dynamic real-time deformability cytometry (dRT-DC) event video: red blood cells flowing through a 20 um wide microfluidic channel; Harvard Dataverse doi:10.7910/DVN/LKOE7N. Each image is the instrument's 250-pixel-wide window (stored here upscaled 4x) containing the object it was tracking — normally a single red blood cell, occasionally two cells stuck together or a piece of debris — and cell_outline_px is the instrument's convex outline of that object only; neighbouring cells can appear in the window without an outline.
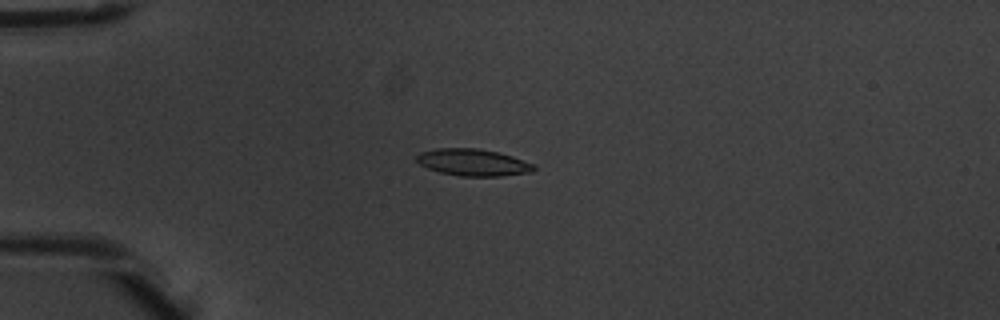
{"species": "common noctule bat (a hibernating species)", "species_latin": "Nyctalus noctula", "temperature_condition": "warm", "stored_images_in_passage": 7, "camera_frame_rate_fps": 3000, "um_per_image_px": 0.085, "animal": {"sex": "male", "body_mass_g": 20.1, "forearm_length_mm": 53.5}, "frame": {"image": 1, "passage_image": 2, "time_ms": 0.333, "image_size_px": [1000, 320], "cell_outline_px": [[536, 168], [532, 172], [500, 176], [460, 176], [440, 172], [428, 168], [420, 164], [416, 160], [416, 156], [420, 152], [436, 148], [476, 148], [496, 152], [512, 156], [532, 164]], "centroid_in_image_um": [40.18, 13.8], "position_along_channel_um": 44.8, "area_um2": 18.21}}
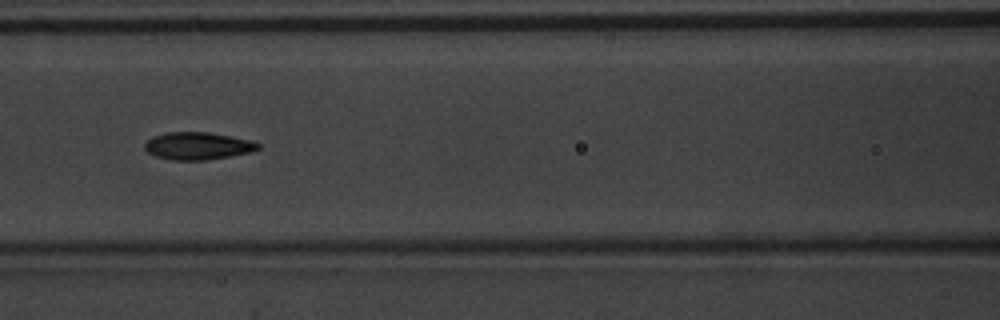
{"frame": {"image": 2, "passage_image": 5, "time_ms": 1.333, "image_size_px": [1000, 320], "cell_outline_px": [[260, 148], [252, 152], [208, 160], [172, 160], [156, 156], [148, 152], [144, 148], [144, 144], [152, 136], [168, 132], [208, 132], [248, 140], [260, 144]], "centroid_in_image_um": [16.79, 12.41], "position_along_channel_um": 149.8, "area_um2": 18.03}}
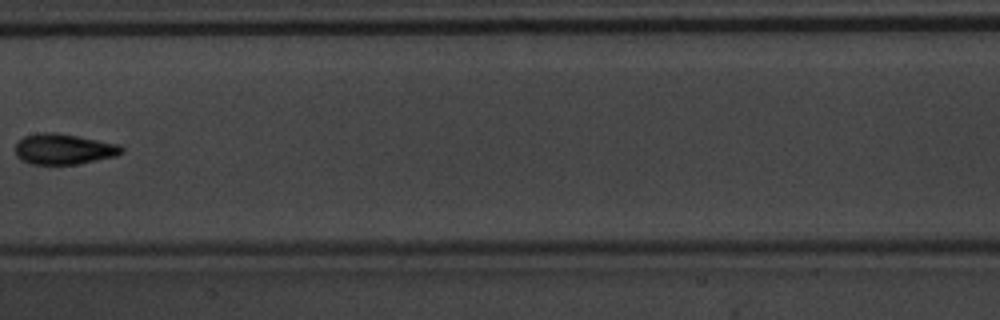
{"frame": {"image": 3, "passage_image": 6, "time_ms": 1.667, "image_size_px": [1000, 320], "cell_outline_px": [[124, 152], [116, 156], [76, 164], [32, 164], [20, 160], [16, 156], [16, 144], [24, 136], [40, 132], [56, 132], [120, 144], [124, 148]], "centroid_in_image_um": [5.42, 12.67], "position_along_channel_um": 202.0, "area_um2": 19.02}}